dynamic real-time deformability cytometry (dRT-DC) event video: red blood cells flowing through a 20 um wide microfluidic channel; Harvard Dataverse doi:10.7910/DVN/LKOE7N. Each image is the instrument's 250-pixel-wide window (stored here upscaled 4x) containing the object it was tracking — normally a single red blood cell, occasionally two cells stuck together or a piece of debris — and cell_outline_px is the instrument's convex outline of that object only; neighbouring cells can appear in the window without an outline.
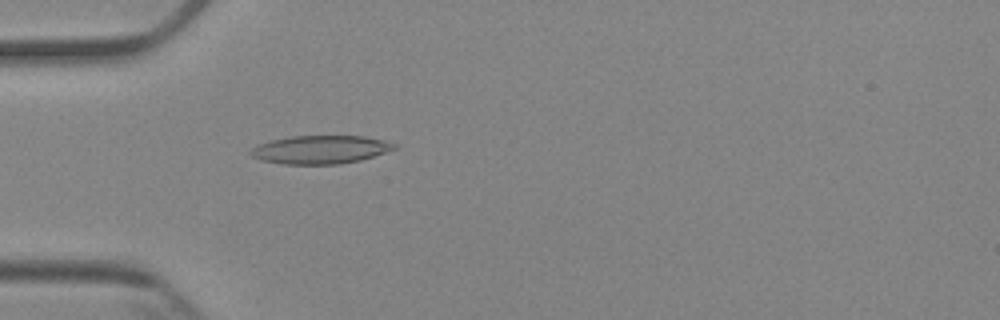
{"species": "Egyptian fruit bat (a non-hibernating species)", "species_latin": "Rousettus aegyptiacus", "temperature_condition": "cold", "stored_images_in_passage": 3, "camera_frame_rate_fps": 3000, "um_per_image_px": 0.085, "animal": {"sex": "female"}, "frame": {"image": 1, "passage_image": 3, "time_ms": 2.333, "image_size_px": [1000, 320], "cell_outline_px": [[396, 148], [360, 160], [340, 164], [284, 164], [260, 160], [252, 156], [248, 152], [256, 144], [272, 140], [292, 136], [364, 136], [384, 140], [396, 144]], "centroid_in_image_um": [27.19, 12.71], "position_along_channel_um": 57.8, "area_um2": 23.58}}